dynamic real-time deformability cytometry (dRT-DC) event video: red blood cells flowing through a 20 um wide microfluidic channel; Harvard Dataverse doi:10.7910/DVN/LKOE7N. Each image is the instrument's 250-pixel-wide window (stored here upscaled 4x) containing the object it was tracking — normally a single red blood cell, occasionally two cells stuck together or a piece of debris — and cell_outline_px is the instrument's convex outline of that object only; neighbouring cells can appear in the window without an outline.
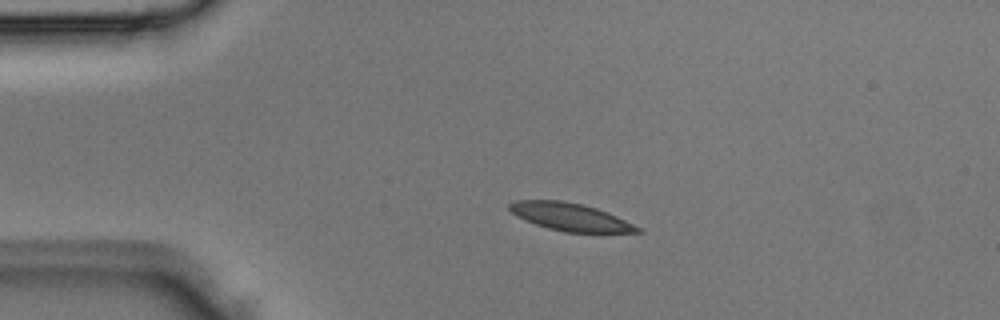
{"species": "Egyptian fruit bat (a non-hibernating species)", "species_latin": "Rousettus aegyptiacus", "temperature_condition": "room temperature", "stored_images_in_passage": 1, "camera_frame_rate_fps": 3000, "um_per_image_px": 0.085, "animal": {"sex": "male"}, "frame": {"image": 1, "passage_image": 1, "time_ms": 0.0, "image_size_px": [1000, 320], "cell_outline_px": [[644, 232], [564, 232], [548, 228], [536, 224], [516, 216], [508, 208], [508, 204], [516, 200], [560, 200], [584, 204], [608, 212], [640, 228]], "centroid_in_image_um": [48.44, 18.42], "position_along_channel_um": 36.6, "area_um2": 20.46}}